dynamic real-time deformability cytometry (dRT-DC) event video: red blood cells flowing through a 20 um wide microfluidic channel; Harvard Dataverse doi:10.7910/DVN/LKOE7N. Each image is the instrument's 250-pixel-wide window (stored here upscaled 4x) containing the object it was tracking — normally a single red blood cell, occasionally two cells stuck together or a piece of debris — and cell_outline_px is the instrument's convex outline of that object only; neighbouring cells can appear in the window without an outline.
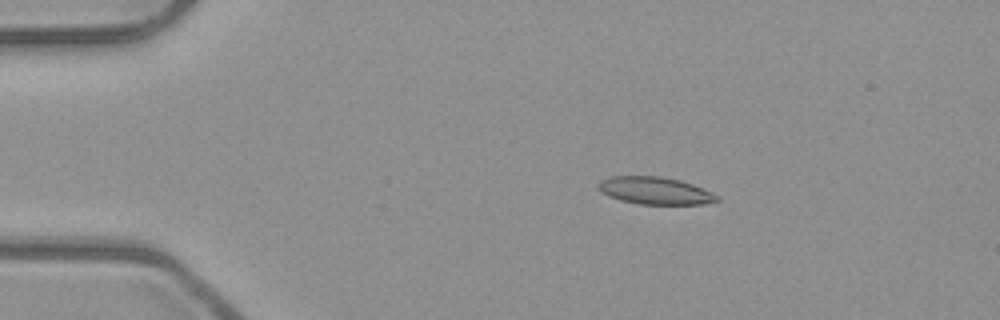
{"species": "common noctule bat (a hibernating species)", "species_latin": "Nyctalus noctula", "temperature_condition": "room temperature", "stored_images_in_passage": 4, "camera_frame_rate_fps": 3000, "um_per_image_px": 0.085, "animal": {"sex": "male", "body_mass_g": 23.1, "forearm_length_mm": 52.7}, "frame": {"image": 1, "passage_image": 2, "time_ms": 0.333, "image_size_px": [1000, 320], "cell_outline_px": [[720, 200], [704, 204], [640, 204], [620, 200], [608, 196], [600, 192], [596, 188], [596, 184], [600, 180], [612, 176], [660, 176], [680, 180], [692, 184], [712, 192], [720, 196]], "centroid_in_image_um": [55.65, 16.2], "position_along_channel_um": 29.4, "area_um2": 19.13}}